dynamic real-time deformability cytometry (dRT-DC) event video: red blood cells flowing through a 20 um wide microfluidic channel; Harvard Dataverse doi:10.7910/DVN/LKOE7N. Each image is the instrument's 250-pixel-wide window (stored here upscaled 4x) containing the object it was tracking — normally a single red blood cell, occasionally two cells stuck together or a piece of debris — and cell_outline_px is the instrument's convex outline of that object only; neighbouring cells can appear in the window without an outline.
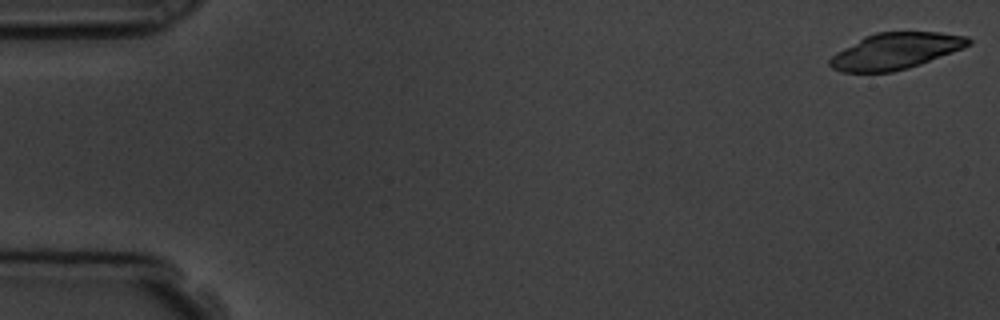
{"species": "common noctule bat (a hibernating species)", "species_latin": "Nyctalus noctula", "temperature_condition": "room temperature", "stored_images_in_passage": 16, "camera_frame_rate_fps": 3000, "um_per_image_px": 0.085, "animal": {"sex": "male", "body_mass_g": 19.5, "forearm_length_mm": 54.6}, "frame": {"image": 1, "passage_image": 1, "time_ms": 0.0, "image_size_px": [1000, 320], "cell_outline_px": [[972, 44], [964, 48], [920, 64], [908, 68], [892, 72], [840, 72], [832, 68], [828, 64], [828, 60], [836, 52], [864, 36], [876, 32], [940, 32], [968, 36], [972, 40]], "centroid_in_image_um": [76.12, 4.33], "position_along_channel_um": 8.9, "area_um2": 29.42}}